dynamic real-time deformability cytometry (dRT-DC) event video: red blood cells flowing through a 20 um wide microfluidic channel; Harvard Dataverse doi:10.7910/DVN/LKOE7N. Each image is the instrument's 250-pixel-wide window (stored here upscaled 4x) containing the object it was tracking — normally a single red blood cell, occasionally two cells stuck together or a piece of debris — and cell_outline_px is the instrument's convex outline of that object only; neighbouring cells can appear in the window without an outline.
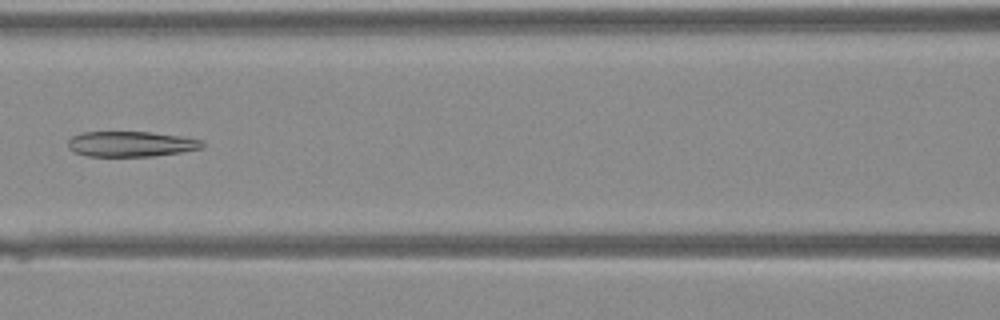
{"species": "Egyptian fruit bat (a non-hibernating species)", "species_latin": "Rousettus aegyptiacus", "temperature_condition": "warm", "stored_images_in_passage": 42, "camera_frame_rate_fps": 3000, "um_per_image_px": 0.085, "animal": {"sex": "female"}, "frame": {"image": 1, "passage_image": 20, "time_ms": 6.333, "image_size_px": [1000, 320], "cell_outline_px": [[204, 144], [200, 148], [180, 152], [152, 156], [88, 156], [76, 152], [68, 148], [68, 140], [72, 136], [80, 132], [148, 132], [180, 136], [200, 140]], "centroid_in_image_um": [11.07, 12.23], "position_along_channel_um": 155.5, "area_um2": 19.59}}
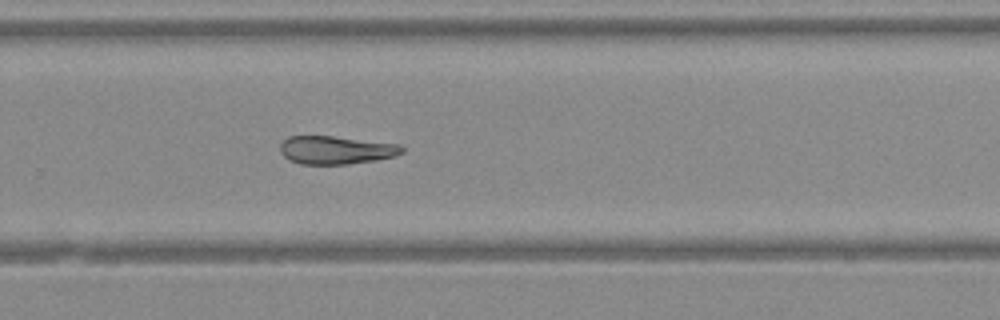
{"frame": {"image": 2, "passage_image": 29, "time_ms": 9.333, "image_size_px": [1000, 320], "cell_outline_px": [[404, 152], [396, 156], [376, 160], [348, 164], [300, 164], [288, 160], [280, 152], [280, 144], [288, 136], [332, 136], [400, 144], [404, 148]], "centroid_in_image_um": [28.56, 12.75], "position_along_channel_um": 301.2, "area_um2": 20.11}}
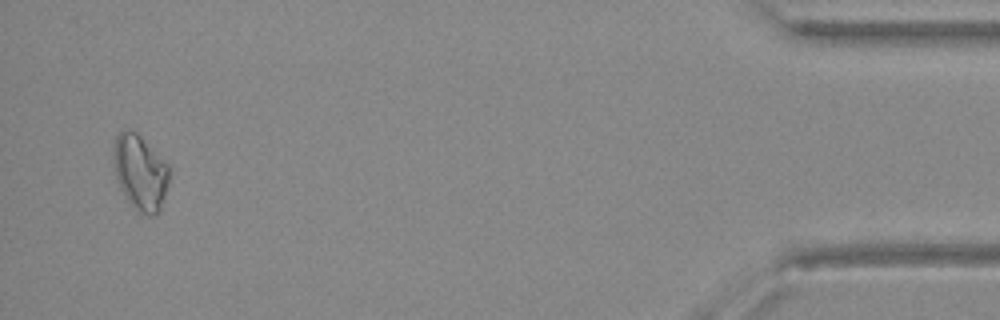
{"frame": {"image": 3, "passage_image": 41, "time_ms": 13.333, "image_size_px": [1000, 320], "cell_outline_px": [[168, 184], [160, 212], [152, 216], [148, 216], [136, 212], [120, 188], [116, 176], [116, 136], [124, 128], [136, 132], [168, 164]], "centroid_in_image_um": [11.96, 14.72], "position_along_channel_um": 423.2, "area_um2": 23.87}}